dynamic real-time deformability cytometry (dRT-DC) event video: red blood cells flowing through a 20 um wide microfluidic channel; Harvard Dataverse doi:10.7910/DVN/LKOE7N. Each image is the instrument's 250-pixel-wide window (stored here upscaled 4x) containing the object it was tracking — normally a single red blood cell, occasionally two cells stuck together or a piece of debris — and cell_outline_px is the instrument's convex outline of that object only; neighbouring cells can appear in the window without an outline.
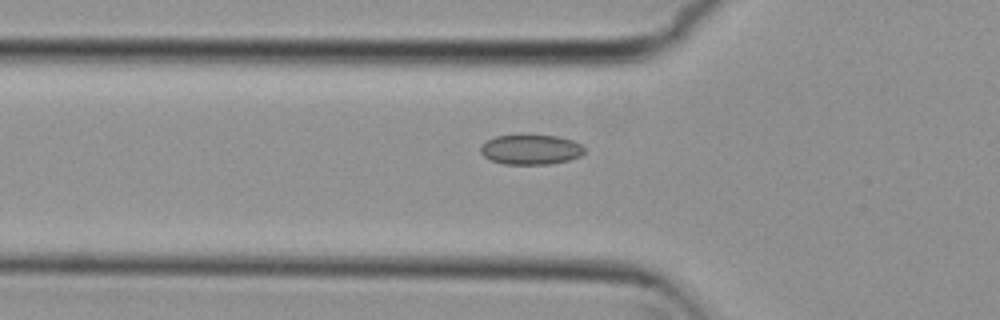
{"species": "common noctule bat (a hibernating species)", "species_latin": "Nyctalus noctula", "temperature_condition": "cold", "stored_images_in_passage": 5, "camera_frame_rate_fps": 3000, "um_per_image_px": 0.085, "animal": {"sex": "female", "body_mass_g": 29.2, "forearm_length_mm": 56.3}, "frame": {"image": 1, "passage_image": 5, "time_ms": 1.333, "image_size_px": [1000, 320], "cell_outline_px": [[584, 152], [580, 156], [568, 160], [548, 164], [504, 164], [492, 160], [484, 156], [480, 152], [480, 148], [488, 140], [496, 136], [520, 132], [556, 136], [572, 140], [580, 144], [584, 148]], "centroid_in_image_um": [45.1, 12.67], "position_along_channel_um": 80.7, "area_um2": 18.55}}